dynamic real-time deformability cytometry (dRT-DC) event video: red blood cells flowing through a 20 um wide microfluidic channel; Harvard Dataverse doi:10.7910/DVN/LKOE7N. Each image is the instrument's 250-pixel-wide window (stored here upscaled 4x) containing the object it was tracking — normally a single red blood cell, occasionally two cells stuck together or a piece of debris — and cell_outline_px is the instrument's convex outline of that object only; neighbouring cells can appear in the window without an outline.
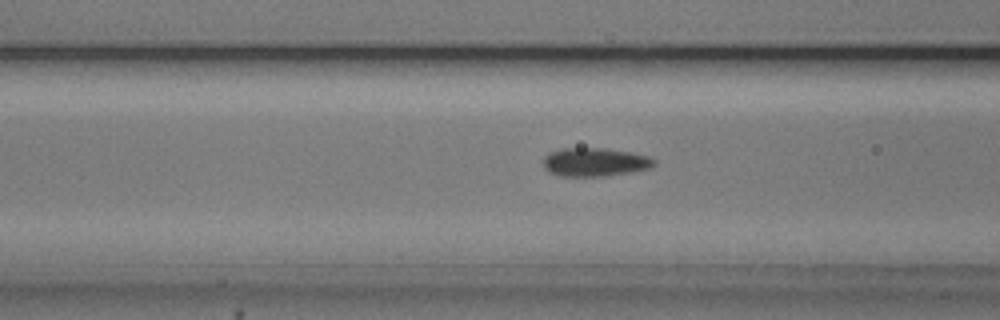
{"species": "common noctule bat (a hibernating species)", "species_latin": "Nyctalus noctula", "temperature_condition": "cold", "stored_images_in_passage": 44, "camera_frame_rate_fps": 3000, "um_per_image_px": 0.085, "animal": {"sex": "male", "body_mass_g": 20.5, "forearm_length_mm": 52.5}, "frame": {"image": 1, "passage_image": 18, "time_ms": 5.667, "image_size_px": [1000, 320], "cell_outline_px": [[656, 164], [652, 168], [604, 176], [560, 176], [548, 172], [544, 168], [544, 156], [548, 152], [560, 148], [604, 148], [632, 152], [648, 156], [656, 160]], "centroid_in_image_um": [50.55, 13.77], "position_along_channel_um": 116.0, "area_um2": 18.61}}
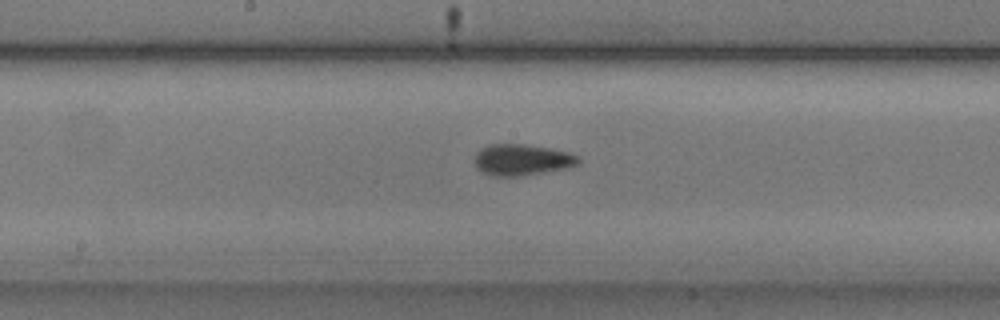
{"frame": {"image": 2, "passage_image": 25, "time_ms": 8.0, "image_size_px": [1000, 320], "cell_outline_px": [[580, 164], [568, 168], [520, 176], [492, 176], [480, 172], [476, 168], [476, 152], [480, 148], [488, 144], [524, 144], [548, 148], [568, 152], [580, 156]], "centroid_in_image_um": [44.37, 13.59], "position_along_channel_um": 203.8, "area_um2": 19.07}}
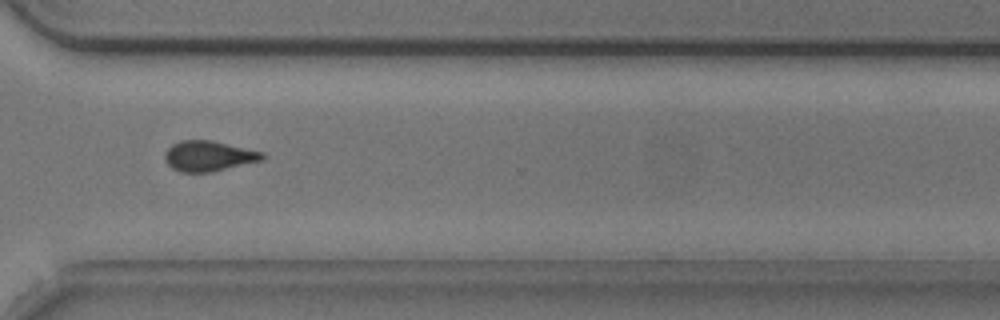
{"frame": {"image": 3, "passage_image": 37, "time_ms": 12.0, "image_size_px": [1000, 320], "cell_outline_px": [[268, 156], [264, 160], [212, 172], [180, 172], [172, 168], [168, 164], [164, 156], [164, 152], [172, 144], [180, 140], [212, 140], [264, 152]], "centroid_in_image_um": [17.77, 13.26], "position_along_channel_um": 352.8, "area_um2": 17.51}}